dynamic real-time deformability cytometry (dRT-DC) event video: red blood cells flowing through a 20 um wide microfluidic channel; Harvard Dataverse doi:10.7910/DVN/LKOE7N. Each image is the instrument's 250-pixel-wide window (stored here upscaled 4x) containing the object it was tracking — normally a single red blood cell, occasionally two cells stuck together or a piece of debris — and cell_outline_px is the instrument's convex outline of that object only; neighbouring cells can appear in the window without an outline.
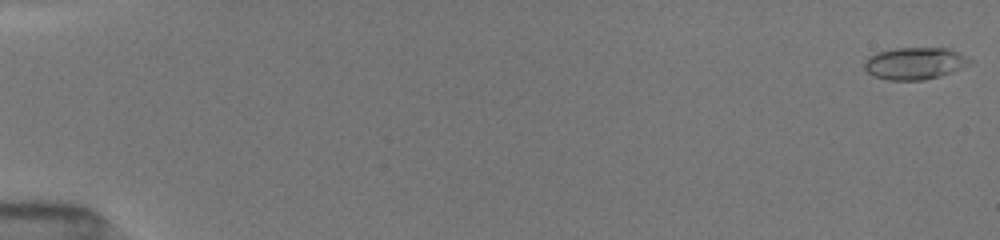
{"species": "common noctule bat (a hibernating species)", "species_latin": "Nyctalus noctula", "temperature_condition": "room temperature", "stored_images_in_passage": 33, "camera_frame_rate_fps": 3000, "um_per_image_px": 0.085, "animal": {"sex": "female", "body_mass_g": 19.5, "forearm_length_mm": 54.1}, "frame": {"image": 1, "passage_image": 1, "time_ms": 0.0, "image_size_px": [1000, 240], "cell_outline_px": [[972, 64], [952, 72], [940, 76], [924, 80], [888, 80], [872, 76], [864, 68], [864, 60], [868, 56], [876, 52], [896, 48], [948, 48], [960, 52], [972, 60]], "centroid_in_image_um": [77.76, 5.38], "position_along_channel_um": 7.2, "area_um2": 20.0}}
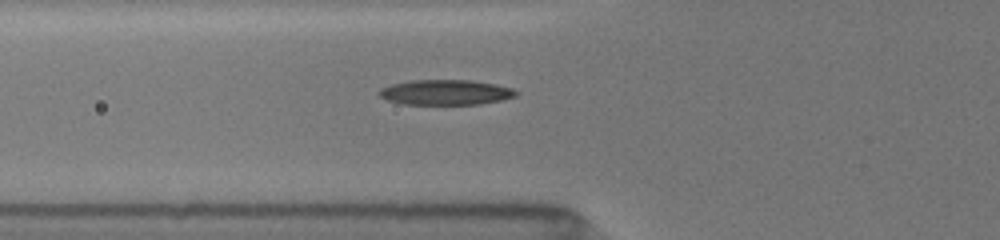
{"frame": {"image": 2, "passage_image": 17, "time_ms": 6.333, "image_size_px": [1000, 240], "cell_outline_px": [[520, 92], [516, 96], [500, 100], [480, 104], [404, 104], [388, 100], [380, 96], [376, 92], [380, 88], [392, 84], [412, 80], [472, 80], [496, 84], [512, 88]], "centroid_in_image_um": [37.89, 7.84], "position_along_channel_um": 87.9, "area_um2": 20.11}}
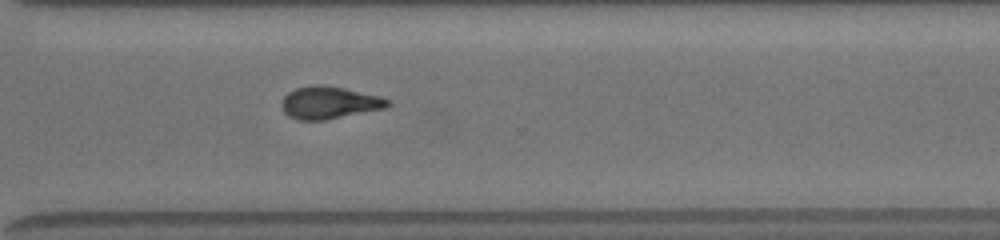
{"frame": {"image": 3, "passage_image": 33, "time_ms": 12.667, "image_size_px": [1000, 240], "cell_outline_px": [[388, 104], [384, 108], [324, 120], [300, 120], [288, 116], [284, 112], [280, 104], [284, 96], [288, 92], [296, 88], [312, 84], [324, 84], [344, 88], [380, 96], [388, 100]], "centroid_in_image_um": [27.91, 8.71], "position_along_channel_um": 342.7, "area_um2": 19.88}}